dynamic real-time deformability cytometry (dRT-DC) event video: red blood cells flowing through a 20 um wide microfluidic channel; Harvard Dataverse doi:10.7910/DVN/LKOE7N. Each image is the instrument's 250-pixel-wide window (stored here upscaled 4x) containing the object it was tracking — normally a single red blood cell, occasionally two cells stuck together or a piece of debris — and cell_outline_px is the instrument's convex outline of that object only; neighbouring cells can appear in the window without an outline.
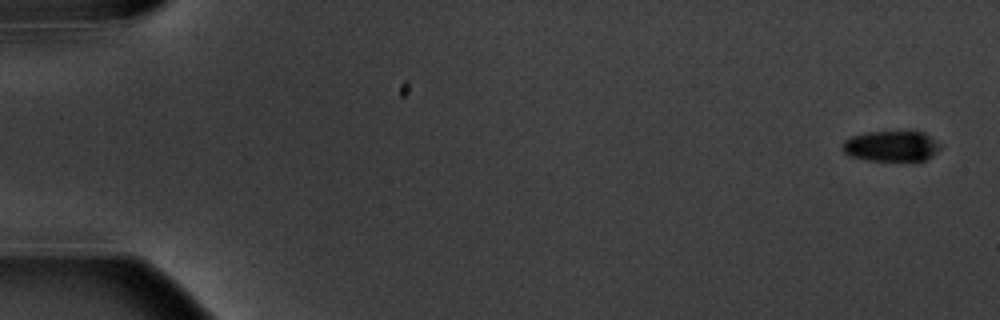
{"species": "common noctule bat (a hibernating species)", "species_latin": "Nyctalus noctula", "temperature_condition": "warm", "stored_images_in_passage": 9, "camera_frame_rate_fps": 3000, "um_per_image_px": 0.085, "animal": {"sex": "male", "body_mass_g": 20.1, "forearm_length_mm": 53.5}, "frame": {"image": 1, "passage_image": 1, "time_ms": 0.0, "image_size_px": [1000, 320], "cell_outline_px": [[940, 148], [932, 156], [924, 160], [868, 160], [848, 156], [840, 148], [840, 144], [844, 140], [852, 136], [864, 132], [912, 128], [916, 128], [924, 132], [936, 140], [940, 144]], "centroid_in_image_um": [75.75, 12.35], "position_along_channel_um": 9.2, "area_um2": 18.38}}
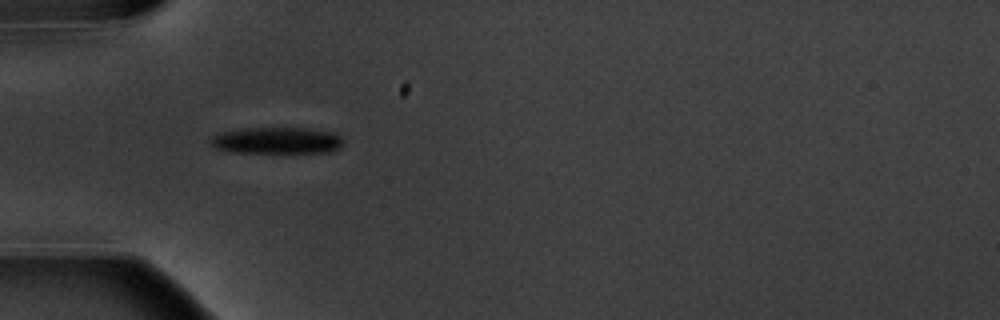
{"frame": {"image": 2, "passage_image": 6, "time_ms": 5.667, "image_size_px": [1000, 320], "cell_outline_px": [[344, 140], [340, 148], [332, 152], [232, 152], [216, 148], [208, 140], [212, 136], [220, 132], [240, 128], [308, 128], [336, 132]], "centroid_in_image_um": [23.56, 11.93], "position_along_channel_um": 61.4, "area_um2": 20.75}}
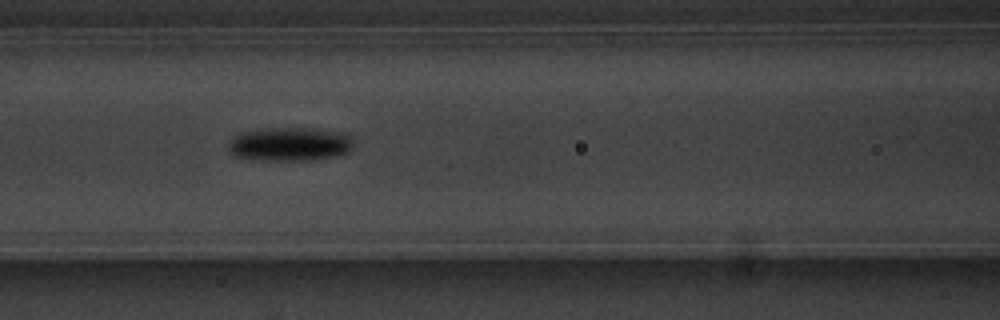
{"frame": {"image": 3, "passage_image": 8, "time_ms": 8.0, "image_size_px": [1000, 320], "cell_outline_px": [[352, 148], [348, 152], [336, 156], [312, 160], [268, 160], [236, 156], [228, 152], [228, 140], [240, 132], [264, 128], [312, 128], [344, 132], [352, 136]], "centroid_in_image_um": [24.64, 12.23], "position_along_channel_um": 142.0, "area_um2": 24.85}}